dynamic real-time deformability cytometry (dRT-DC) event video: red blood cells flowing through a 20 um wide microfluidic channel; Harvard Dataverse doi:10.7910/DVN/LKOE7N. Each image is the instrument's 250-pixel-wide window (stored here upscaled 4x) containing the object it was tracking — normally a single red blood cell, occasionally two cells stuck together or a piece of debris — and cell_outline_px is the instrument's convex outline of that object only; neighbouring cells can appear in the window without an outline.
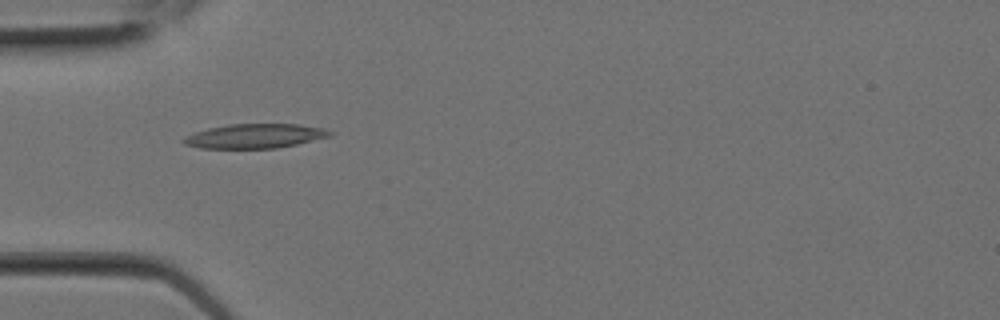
{"species": "Egyptian fruit bat (a non-hibernating species)", "species_latin": "Rousettus aegyptiacus", "temperature_condition": "room temperature", "stored_images_in_passage": 3, "camera_frame_rate_fps": 3000, "um_per_image_px": 0.085, "animal": {"sex": "female"}, "frame": {"image": 1, "passage_image": 2, "time_ms": 0.333, "image_size_px": [1000, 320], "cell_outline_px": [[332, 136], [296, 144], [276, 148], [200, 148], [184, 144], [180, 140], [196, 132], [208, 128], [228, 124], [300, 124], [324, 128], [332, 132]], "centroid_in_image_um": [21.68, 11.56], "position_along_channel_um": 63.3, "area_um2": 20.69}}